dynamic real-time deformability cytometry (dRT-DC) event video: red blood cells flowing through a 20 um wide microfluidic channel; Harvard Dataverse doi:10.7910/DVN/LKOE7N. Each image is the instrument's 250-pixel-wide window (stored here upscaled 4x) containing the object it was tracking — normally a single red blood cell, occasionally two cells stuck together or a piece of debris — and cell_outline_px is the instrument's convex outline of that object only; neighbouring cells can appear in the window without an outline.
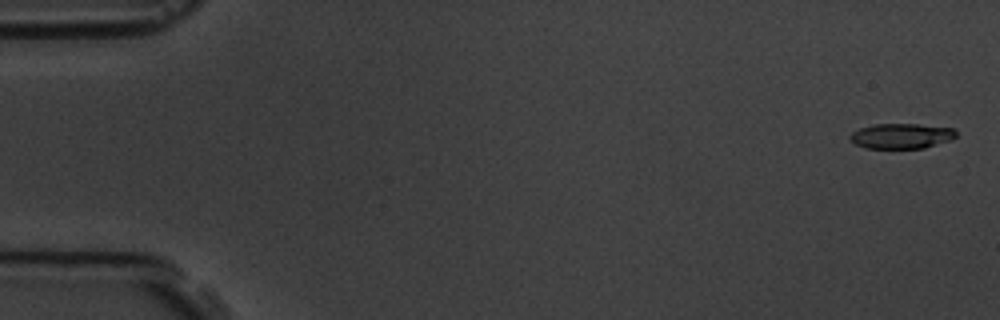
{"species": "common noctule bat (a hibernating species)", "species_latin": "Nyctalus noctula", "temperature_condition": "room temperature", "stored_images_in_passage": 6, "camera_frame_rate_fps": 3000, "um_per_image_px": 0.085, "animal": {"sex": "male", "body_mass_g": 19.5, "forearm_length_mm": 54.6}, "frame": {"image": 1, "passage_image": 1, "time_ms": 0.0, "image_size_px": [1000, 320], "cell_outline_px": [[956, 136], [952, 140], [924, 148], [864, 148], [856, 144], [848, 136], [852, 132], [860, 128], [872, 124], [916, 124], [952, 128], [956, 132]], "centroid_in_image_um": [76.61, 11.56], "position_along_channel_um": 8.4, "area_um2": 15.55}}
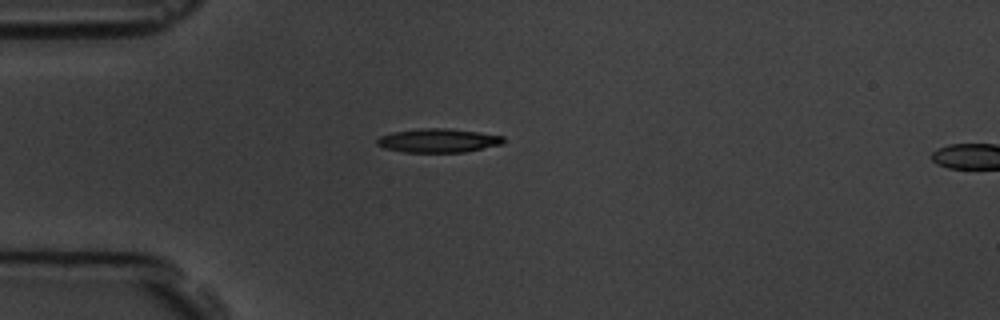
{"frame": {"image": 2, "passage_image": 5, "time_ms": 4.667, "image_size_px": [1000, 320], "cell_outline_px": [[504, 140], [500, 144], [464, 152], [404, 152], [384, 148], [376, 144], [376, 140], [380, 136], [392, 132], [420, 128], [448, 128], [504, 136]], "centroid_in_image_um": [37.19, 11.94], "position_along_channel_um": 47.8, "area_um2": 17.4}}